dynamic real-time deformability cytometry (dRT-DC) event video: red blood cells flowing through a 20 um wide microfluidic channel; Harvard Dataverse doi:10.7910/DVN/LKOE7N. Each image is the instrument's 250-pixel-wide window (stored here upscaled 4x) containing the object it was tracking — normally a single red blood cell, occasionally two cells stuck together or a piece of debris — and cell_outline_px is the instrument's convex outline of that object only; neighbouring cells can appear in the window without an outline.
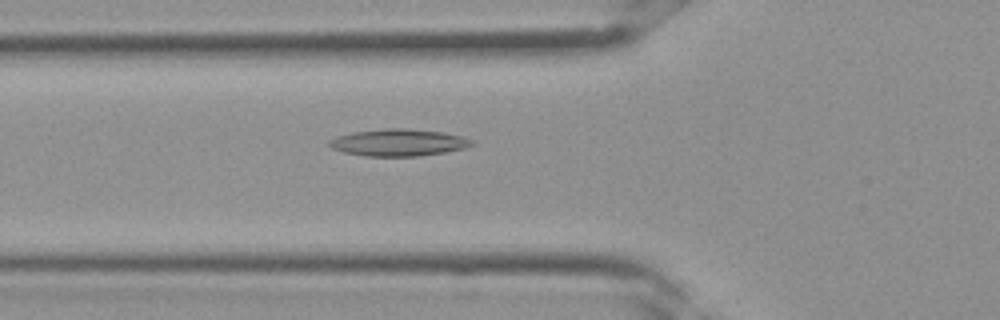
{"species": "Egyptian fruit bat (a non-hibernating species)", "species_latin": "Rousettus aegyptiacus", "temperature_condition": "room temperature", "stored_images_in_passage": 32, "camera_frame_rate_fps": 3000, "um_per_image_px": 0.085, "frame": {"image": 1, "passage_image": 10, "time_ms": 3.0, "image_size_px": [1000, 320], "cell_outline_px": [[476, 144], [464, 148], [444, 152], [420, 156], [364, 156], [344, 152], [332, 148], [328, 144], [328, 140], [336, 136], [352, 132], [384, 128], [404, 128], [444, 132], [464, 136], [476, 140]], "centroid_in_image_um": [33.91, 12.11], "position_along_channel_um": 91.9, "area_um2": 22.72}}
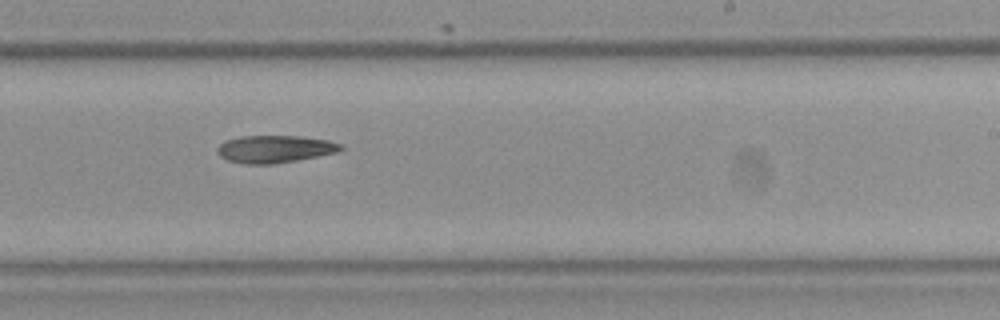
{"frame": {"image": 2, "passage_image": 19, "time_ms": 6.0, "image_size_px": [1000, 320], "cell_outline_px": [[344, 148], [340, 152], [296, 160], [272, 164], [244, 164], [228, 160], [220, 156], [216, 152], [216, 148], [224, 140], [240, 136], [300, 136], [328, 140], [344, 144]], "centroid_in_image_um": [23.37, 12.66], "position_along_channel_um": 265.6, "area_um2": 19.94}}
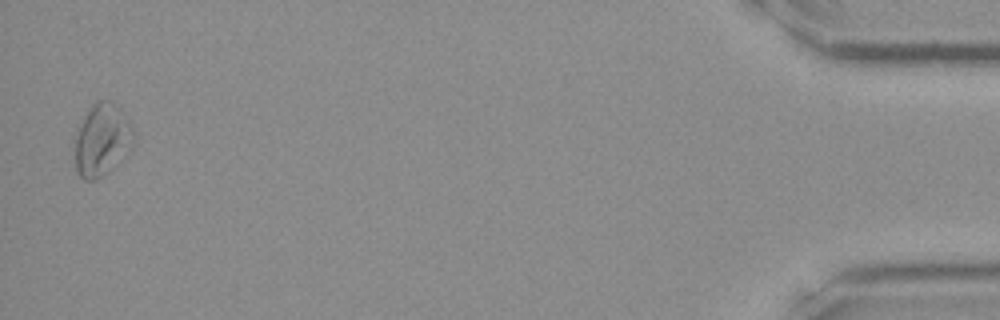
{"frame": {"image": 3, "passage_image": 32, "time_ms": 10.333, "image_size_px": [1000, 320], "cell_outline_px": [[136, 140], [132, 148], [112, 168], [96, 180], [84, 180], [80, 176], [76, 168], [76, 128], [92, 104], [100, 100], [112, 100], [124, 112], [136, 132]], "centroid_in_image_um": [8.72, 11.85], "position_along_channel_um": 426.5, "area_um2": 25.09}}